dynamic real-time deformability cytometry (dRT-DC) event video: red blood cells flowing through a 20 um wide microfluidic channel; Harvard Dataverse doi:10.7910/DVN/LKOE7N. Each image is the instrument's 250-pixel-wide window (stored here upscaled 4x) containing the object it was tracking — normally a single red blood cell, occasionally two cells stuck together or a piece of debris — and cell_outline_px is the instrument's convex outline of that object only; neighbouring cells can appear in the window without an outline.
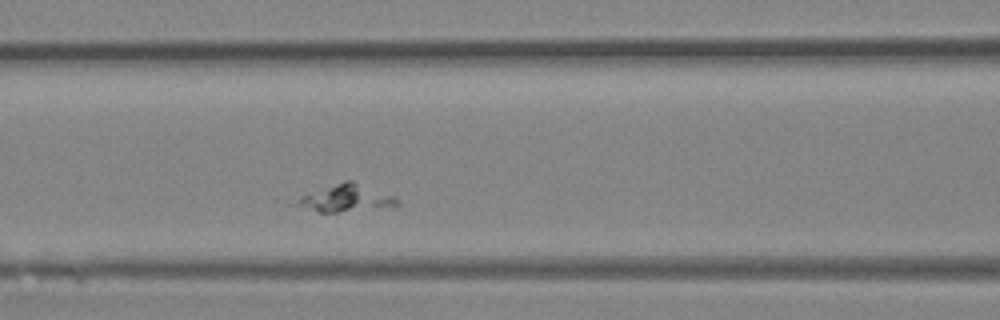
{"species": "Egyptian fruit bat (a non-hibernating species)", "species_latin": "Rousettus aegyptiacus", "temperature_condition": "room temperature", "stored_images_in_passage": 30, "camera_frame_rate_fps": 3000, "um_per_image_px": 0.085, "animal": {"sex": "female"}, "frame": {"image": 1, "passage_image": 5, "time_ms": 1.333, "image_size_px": [1000, 320], "cell_outline_px": [[400, 204], [396, 208], [336, 212], [320, 212], [296, 204], [296, 200], [304, 196], [344, 180], [352, 180], [396, 196], [400, 200]], "centroid_in_image_um": [29.62, 16.87], "position_along_channel_um": 137.0, "area_um2": 15.9}}
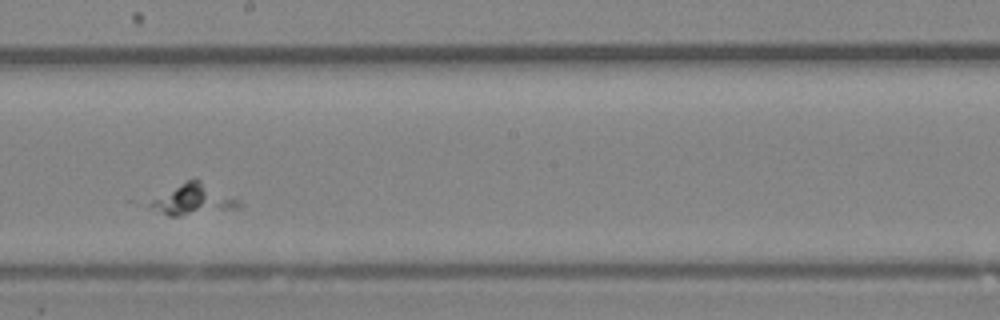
{"frame": {"image": 2, "passage_image": 11, "time_ms": 3.333, "image_size_px": [1000, 320], "cell_outline_px": [[240, 208], [180, 216], [168, 216], [160, 212], [148, 204], [152, 200], [184, 180], [196, 176], [240, 200]], "centroid_in_image_um": [16.48, 16.92], "position_along_channel_um": 231.7, "area_um2": 16.07}}
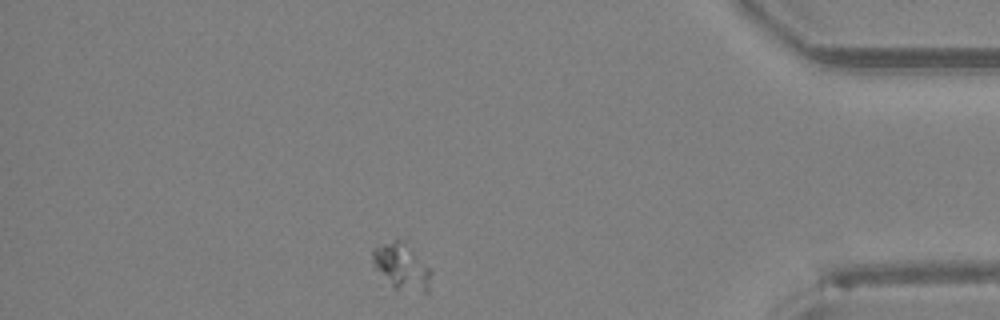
{"frame": {"image": 3, "passage_image": 24, "time_ms": 7.667, "image_size_px": [1000, 320], "cell_outline_px": [[432, 272], [428, 296], [396, 292], [372, 264], [372, 248], [392, 240], [404, 240], [432, 268]], "centroid_in_image_um": [34.21, 22.75], "position_along_channel_um": 401.0, "area_um2": 16.94}}